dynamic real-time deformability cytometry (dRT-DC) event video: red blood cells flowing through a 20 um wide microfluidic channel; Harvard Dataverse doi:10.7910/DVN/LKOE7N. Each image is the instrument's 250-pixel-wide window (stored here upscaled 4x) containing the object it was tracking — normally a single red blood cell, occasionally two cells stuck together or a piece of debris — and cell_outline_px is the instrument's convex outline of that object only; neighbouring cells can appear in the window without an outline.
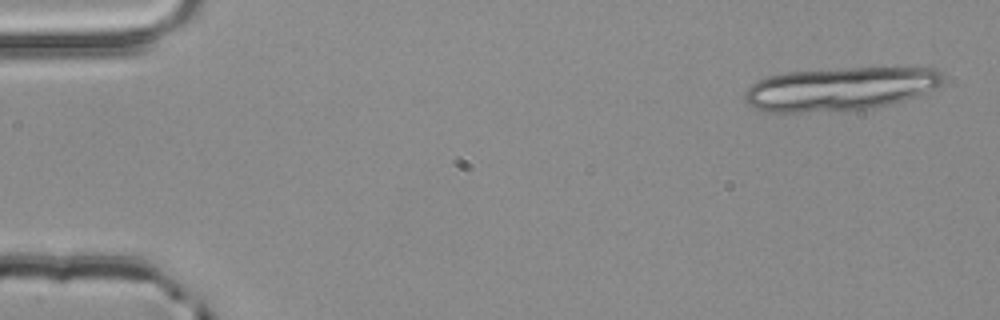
{"species": "common noctule bat (a hibernating species)", "species_latin": "Nyctalus noctula", "temperature_condition": "room temperature", "stored_images_in_passage": 5, "camera_frame_rate_fps": 3000, "um_per_image_px": 0.085, "animal": {"sex": "male", "body_mass_g": 20.4}, "frame": {"image": 1, "passage_image": 1, "time_ms": 0.0, "image_size_px": [1000, 320], "cell_outline_px": [[944, 80], [940, 88], [904, 100], [888, 104], [852, 112], [764, 112], [748, 104], [744, 100], [744, 92], [756, 80], [768, 76], [784, 72], [848, 68], [936, 68], [940, 72]], "centroid_in_image_um": [71.4, 7.57], "position_along_channel_um": 13.6, "area_um2": 50.81}}